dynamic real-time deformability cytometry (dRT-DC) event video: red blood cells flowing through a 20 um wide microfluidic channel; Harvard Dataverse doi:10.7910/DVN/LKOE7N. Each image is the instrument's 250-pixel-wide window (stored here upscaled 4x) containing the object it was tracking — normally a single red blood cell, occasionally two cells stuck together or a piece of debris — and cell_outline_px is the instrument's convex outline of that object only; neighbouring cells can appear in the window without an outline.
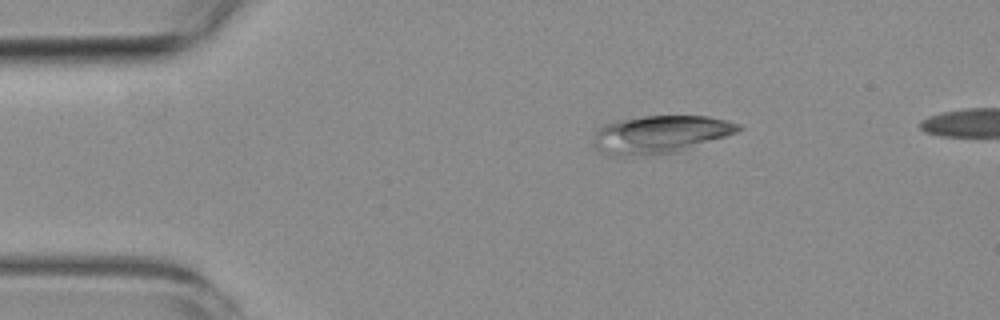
{"species": "common noctule bat (a hibernating species)", "species_latin": "Nyctalus noctula", "temperature_condition": "room temperature", "stored_images_in_passage": 5, "camera_frame_rate_fps": 3000, "um_per_image_px": 0.085, "animal": {"sex": "female", "body_mass_g": 19.3, "forearm_length_mm": 54.1}, "frame": {"image": 1, "passage_image": 3, "time_ms": 2.333, "image_size_px": [1000, 320], "cell_outline_px": [[744, 128], [736, 132], [680, 152], [624, 156], [612, 156], [600, 152], [592, 144], [592, 140], [596, 128], [612, 120], [644, 116], [708, 116], [728, 120], [740, 124]], "centroid_in_image_um": [56.06, 11.41], "position_along_channel_um": 28.9, "area_um2": 32.31}}